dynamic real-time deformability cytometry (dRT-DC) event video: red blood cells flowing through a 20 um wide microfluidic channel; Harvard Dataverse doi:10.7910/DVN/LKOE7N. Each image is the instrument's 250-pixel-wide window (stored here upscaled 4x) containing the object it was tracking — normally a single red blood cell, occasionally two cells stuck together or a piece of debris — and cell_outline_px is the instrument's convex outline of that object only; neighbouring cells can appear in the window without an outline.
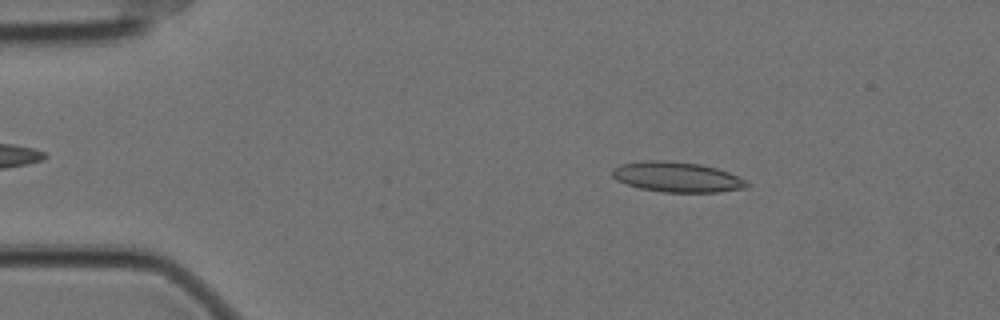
{"species": "Egyptian fruit bat (a non-hibernating species)", "species_latin": "Rousettus aegyptiacus", "temperature_condition": "cold", "stored_images_in_passage": 56, "camera_frame_rate_fps": 3000, "um_per_image_px": 0.085, "animal": {"sex": "female"}, "frame": {"image": 1, "passage_image": 8, "time_ms": 2.333, "image_size_px": [1000, 320], "cell_outline_px": [[752, 184], [748, 188], [716, 192], [664, 192], [640, 188], [616, 180], [612, 176], [612, 168], [620, 164], [644, 160], [668, 160], [700, 164], [716, 168], [728, 172]], "centroid_in_image_um": [57.54, 15.04], "position_along_channel_um": 27.5, "area_um2": 23.76}}
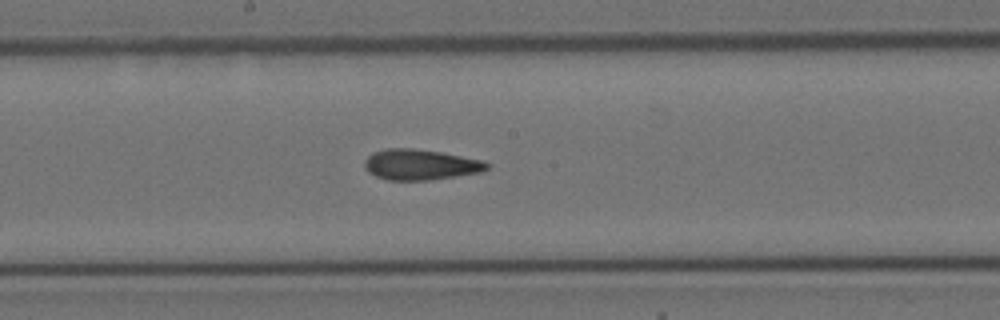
{"frame": {"image": 2, "passage_image": 29, "time_ms": 9.333, "image_size_px": [1000, 320], "cell_outline_px": [[492, 164], [488, 168], [480, 172], [428, 180], [388, 180], [376, 176], [368, 172], [364, 168], [364, 160], [372, 152], [384, 148], [412, 148], [440, 152], [484, 160]], "centroid_in_image_um": [35.71, 13.98], "position_along_channel_um": 212.5, "area_um2": 21.91}}
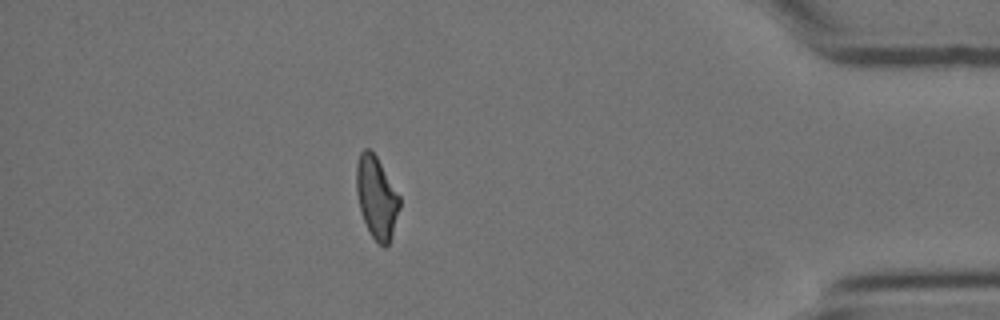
{"frame": {"image": 3, "passage_image": 49, "time_ms": 16.0, "image_size_px": [1000, 320], "cell_outline_px": [[400, 208], [388, 244], [384, 248], [372, 236], [364, 220], [360, 208], [356, 192], [356, 164], [360, 152], [364, 148], [368, 148], [376, 156], [400, 196]], "centroid_in_image_um": [32.0, 16.75], "position_along_channel_um": 403.2, "area_um2": 20.35}, "authors_computed_cell_mechanics": {"area_um2": 21.9351, "velocity_mm_per_s": 3.5114, "shape_relaxation_time_tau1_ms": null, "shape_relaxation_time_tau2_ms": 3.2337, "deformation_change_tau1": null, "deformation_change_tau2": 0.097}}